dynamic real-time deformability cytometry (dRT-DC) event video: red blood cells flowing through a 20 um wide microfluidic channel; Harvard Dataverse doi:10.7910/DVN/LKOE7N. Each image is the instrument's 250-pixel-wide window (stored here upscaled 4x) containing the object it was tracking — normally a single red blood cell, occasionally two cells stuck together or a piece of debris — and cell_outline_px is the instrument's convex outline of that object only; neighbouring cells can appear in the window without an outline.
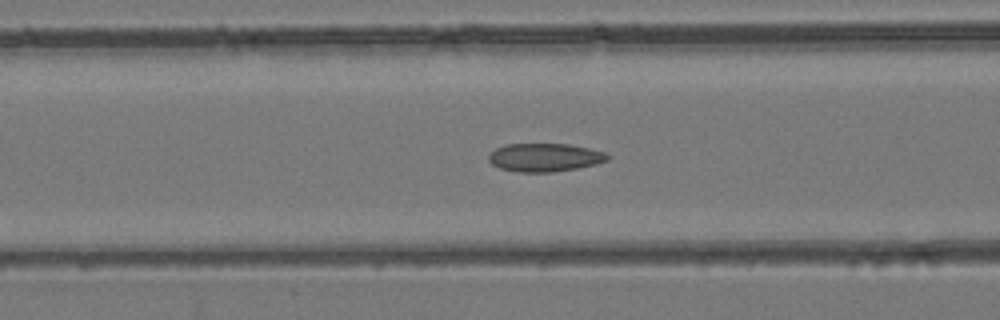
{"species": "common noctule bat (a hibernating species)", "species_latin": "Nyctalus noctula", "temperature_condition": "room temperature", "stored_images_in_passage": 48, "camera_frame_rate_fps": 3000, "um_per_image_px": 0.085, "animal": {"sex": "female", "body_mass_g": 24.6, "forearm_length_mm": 56.2}, "frame": {"image": 1, "passage_image": 20, "time_ms": 6.333, "image_size_px": [1000, 320], "cell_outline_px": [[608, 160], [596, 164], [576, 168], [552, 172], [520, 172], [500, 168], [492, 164], [488, 160], [488, 156], [496, 148], [504, 144], [568, 144], [588, 148], [604, 152], [608, 156]], "centroid_in_image_um": [46.28, 13.38], "position_along_channel_um": 120.3, "area_um2": 19.42}}
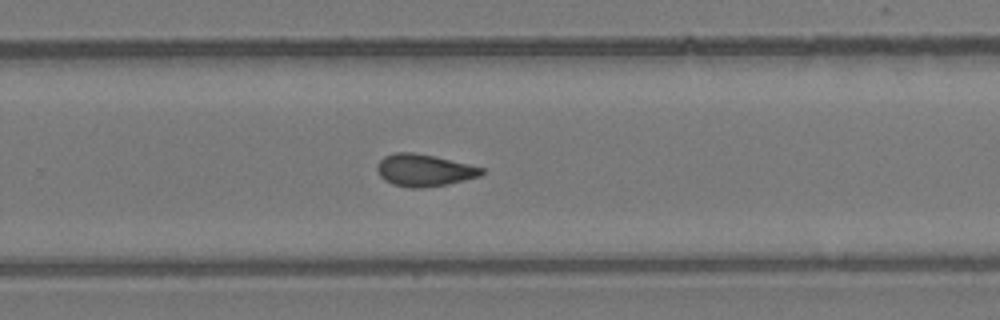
{"frame": {"image": 2, "passage_image": 32, "time_ms": 10.333, "image_size_px": [1000, 320], "cell_outline_px": [[484, 172], [480, 176], [448, 184], [420, 188], [408, 188], [392, 184], [384, 180], [380, 176], [376, 168], [376, 164], [384, 156], [396, 152], [412, 152], [436, 156], [484, 168]], "centroid_in_image_um": [36.03, 14.47], "position_along_channel_um": 293.8, "area_um2": 19.65}}
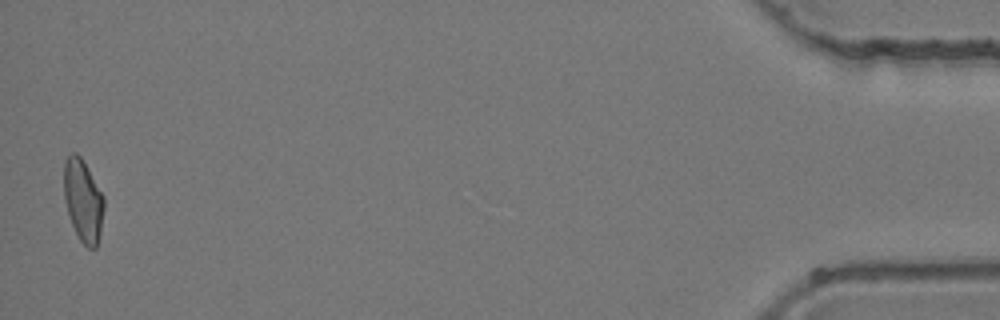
{"frame": {"image": 3, "passage_image": 48, "time_ms": 15.667, "image_size_px": [1000, 320], "cell_outline_px": [[104, 208], [100, 232], [96, 248], [88, 248], [80, 240], [72, 224], [64, 200], [64, 160], [72, 152], [76, 152], [80, 156], [104, 196]], "centroid_in_image_um": [7.06, 17.03], "position_along_channel_um": 428.1, "area_um2": 19.02}}